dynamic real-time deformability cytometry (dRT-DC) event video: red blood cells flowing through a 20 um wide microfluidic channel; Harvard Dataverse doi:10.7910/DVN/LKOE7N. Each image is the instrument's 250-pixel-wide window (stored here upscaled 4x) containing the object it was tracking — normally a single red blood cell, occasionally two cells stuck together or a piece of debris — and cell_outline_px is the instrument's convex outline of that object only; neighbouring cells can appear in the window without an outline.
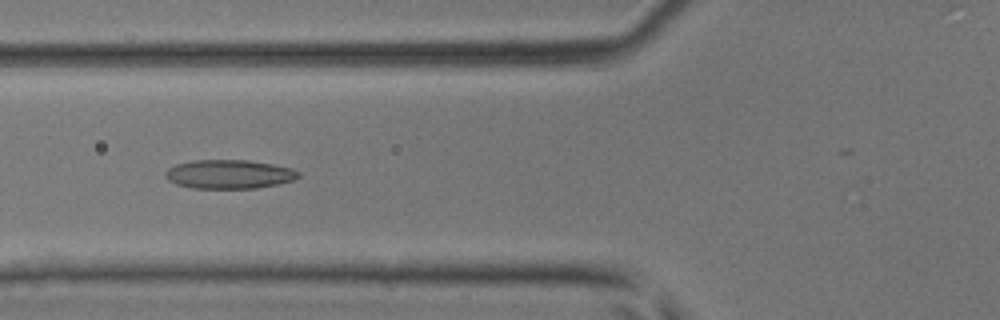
{"species": "common noctule bat (a hibernating species)", "species_latin": "Nyctalus noctula", "temperature_condition": "room temperature", "stored_images_in_passage": 36, "camera_frame_rate_fps": 3000, "um_per_image_px": 0.085, "animal": {"sex": "male", "body_mass_g": 17.9, "forearm_length_mm": 54.2}, "frame": {"image": 1, "passage_image": 19, "time_ms": 6.0, "image_size_px": [1000, 320], "cell_outline_px": [[300, 176], [296, 180], [256, 188], [192, 188], [176, 184], [168, 180], [164, 176], [164, 172], [168, 168], [176, 164], [192, 160], [248, 160], [272, 164], [292, 168], [300, 172]], "centroid_in_image_um": [19.47, 14.8], "position_along_channel_um": 106.3, "area_um2": 22.54}}
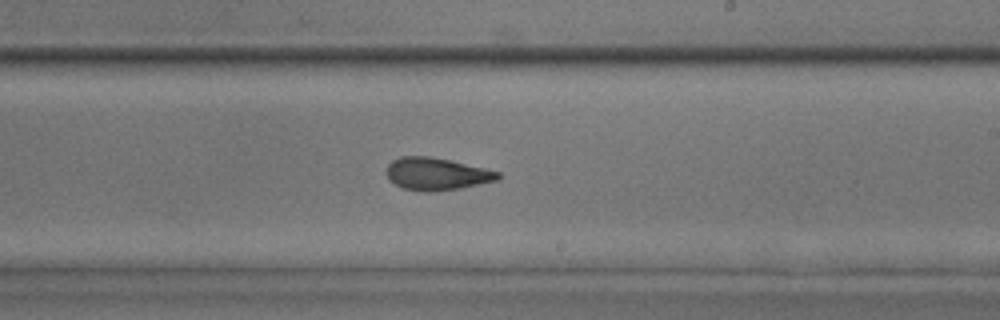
{"frame": {"image": 2, "passage_image": 29, "time_ms": 9.333, "image_size_px": [1000, 320], "cell_outline_px": [[500, 180], [460, 188], [436, 192], [424, 192], [404, 188], [388, 180], [384, 172], [388, 164], [392, 160], [400, 156], [428, 156], [448, 160], [484, 168], [500, 172]], "centroid_in_image_um": [37.07, 14.79], "position_along_channel_um": 251.9, "area_um2": 21.21}}
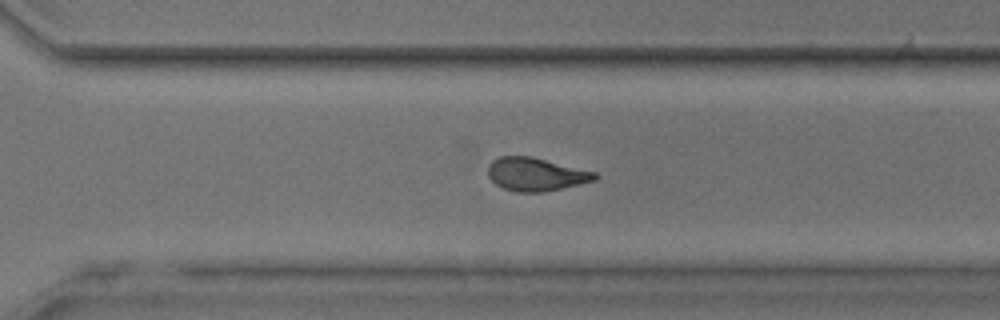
{"frame": {"image": 3, "passage_image": 34, "time_ms": 11.0, "image_size_px": [1000, 320], "cell_outline_px": [[600, 176], [596, 180], [544, 192], [516, 192], [504, 188], [496, 184], [488, 176], [488, 164], [492, 160], [500, 156], [532, 156], [596, 172]], "centroid_in_image_um": [45.55, 14.81], "position_along_channel_um": 325.1, "area_um2": 20.75}}